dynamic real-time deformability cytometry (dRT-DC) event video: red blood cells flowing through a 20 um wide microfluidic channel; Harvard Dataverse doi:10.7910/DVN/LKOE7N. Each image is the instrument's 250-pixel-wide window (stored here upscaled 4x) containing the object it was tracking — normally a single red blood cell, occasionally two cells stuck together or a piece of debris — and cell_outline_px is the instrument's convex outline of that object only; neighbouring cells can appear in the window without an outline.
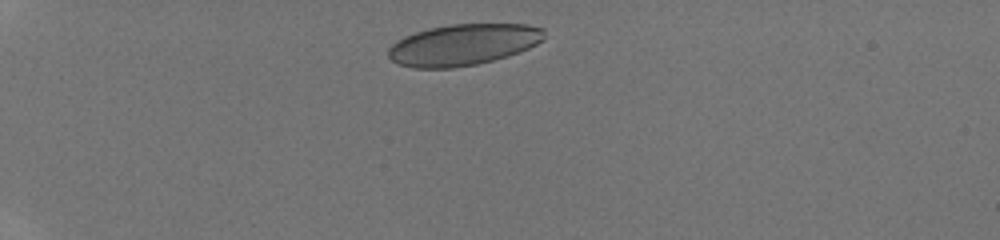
{"species": "human", "species_latin": "Homo sapiens", "temperature_condition": "room temperature", "stored_images_in_passage": 5, "camera_frame_rate_fps": 3000, "um_per_image_px": 0.085, "donor": {"sex": "male"}, "frame": {"image": 1, "passage_image": 1, "time_ms": 0.0, "image_size_px": [1000, 240], "cell_outline_px": [[544, 40], [528, 48], [508, 56], [476, 64], [452, 68], [416, 68], [396, 64], [388, 56], [388, 48], [396, 40], [404, 36], [428, 28], [452, 24], [528, 24], [544, 28]], "centroid_in_image_um": [39.35, 3.79], "position_along_channel_um": 45.6, "area_um2": 37.63}}
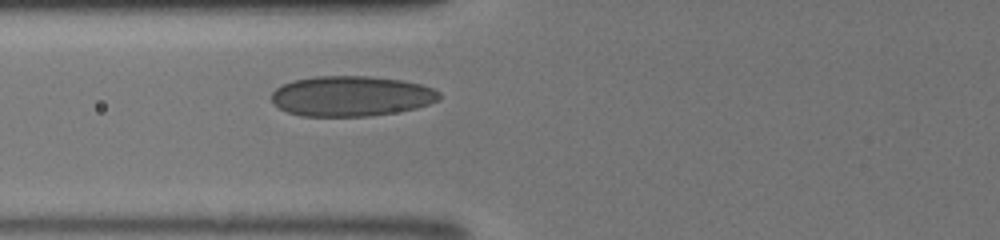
{"frame": {"image": 2, "passage_image": 5, "time_ms": 1.333, "image_size_px": [1000, 240], "cell_outline_px": [[440, 100], [416, 108], [396, 112], [372, 116], [300, 116], [288, 112], [272, 104], [272, 92], [276, 88], [292, 80], [316, 76], [368, 76], [400, 80], [420, 84], [432, 88], [440, 92]], "centroid_in_image_um": [29.84, 8.17], "position_along_channel_um": 96.0, "area_um2": 39.48}}